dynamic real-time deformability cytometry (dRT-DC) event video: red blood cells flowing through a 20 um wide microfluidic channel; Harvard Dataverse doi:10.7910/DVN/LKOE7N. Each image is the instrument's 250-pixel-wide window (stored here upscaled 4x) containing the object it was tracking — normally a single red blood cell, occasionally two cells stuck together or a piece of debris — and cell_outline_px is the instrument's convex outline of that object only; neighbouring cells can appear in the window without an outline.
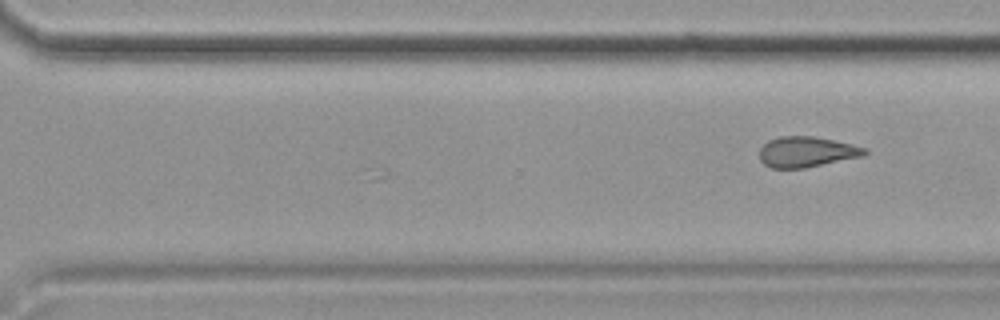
{"species": "common noctule bat (a hibernating species)", "species_latin": "Nyctalus noctula", "temperature_condition": "cold", "stored_images_in_passage": 30, "camera_frame_rate_fps": 3000, "um_per_image_px": 0.085, "animal": {"sex": "female", "body_mass_g": 19.9}, "frame": {"image": 1, "passage_image": 30, "time_ms": 9.667, "image_size_px": [1000, 320], "cell_outline_px": [[868, 152], [864, 156], [804, 168], [768, 168], [760, 160], [760, 148], [768, 140], [780, 136], [812, 136], [852, 144], [868, 148]], "centroid_in_image_um": [68.56, 12.91], "position_along_channel_um": 302.0, "area_um2": 18.79}}